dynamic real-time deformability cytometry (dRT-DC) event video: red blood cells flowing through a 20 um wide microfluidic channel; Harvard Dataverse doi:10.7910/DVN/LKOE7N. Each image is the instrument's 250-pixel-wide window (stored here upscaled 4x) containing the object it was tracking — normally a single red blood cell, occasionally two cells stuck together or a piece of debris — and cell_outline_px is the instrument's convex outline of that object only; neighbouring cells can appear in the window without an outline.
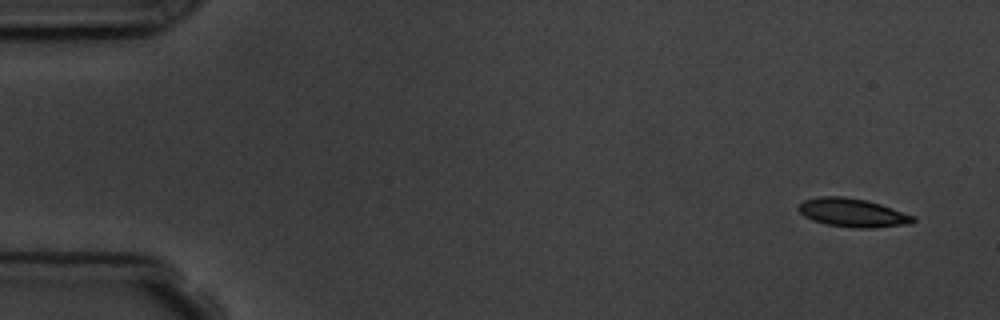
{"species": "common noctule bat (a hibernating species)", "species_latin": "Nyctalus noctula", "temperature_condition": "room temperature", "stored_images_in_passage": 4, "camera_frame_rate_fps": 3000, "um_per_image_px": 0.085, "animal": {"sex": "male", "body_mass_g": 19.5, "forearm_length_mm": 54.6}, "frame": {"image": 1, "passage_image": 1, "time_ms": 0.0, "image_size_px": [1000, 320], "cell_outline_px": [[916, 220], [912, 224], [872, 228], [852, 228], [828, 224], [812, 220], [804, 216], [796, 208], [804, 200], [820, 196], [844, 196], [868, 200], [916, 216]], "centroid_in_image_um": [72.5, 18.08], "position_along_channel_um": 12.5, "area_um2": 19.25}}
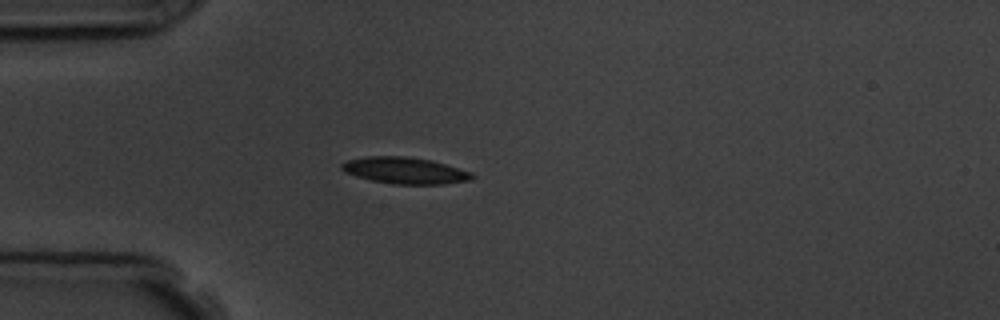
{"frame": {"image": 2, "passage_image": 4, "time_ms": 4.0, "image_size_px": [1000, 320], "cell_outline_px": [[476, 176], [472, 180], [444, 184], [392, 184], [372, 180], [356, 176], [344, 172], [340, 168], [340, 164], [348, 160], [368, 156], [404, 156], [432, 160], [472, 172]], "centroid_in_image_um": [34.44, 14.49], "position_along_channel_um": 50.6, "area_um2": 20.23}}